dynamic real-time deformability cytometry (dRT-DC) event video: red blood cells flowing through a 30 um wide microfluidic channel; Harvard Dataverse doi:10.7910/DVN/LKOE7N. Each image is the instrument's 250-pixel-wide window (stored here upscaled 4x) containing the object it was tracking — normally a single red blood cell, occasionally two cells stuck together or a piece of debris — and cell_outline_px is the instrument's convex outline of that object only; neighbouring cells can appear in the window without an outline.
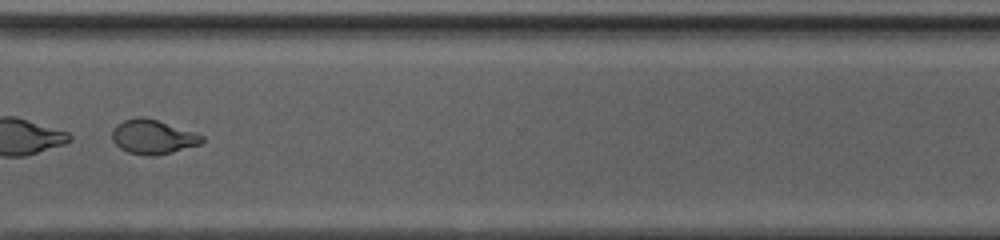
{"species": "common noctule bat (a hibernating species)", "species_latin": "Nyctalus noctula", "temperature_condition": "cold", "stored_images_in_passage": 35, "camera_frame_rate_fps": 3000, "um_per_image_px": 0.085, "animal": {"sex": "female", "body_mass_g": 20.0, "forearm_length_mm": 54.0}, "frame": {"image": 1, "passage_image": 25, "time_ms": 8.0, "image_size_px": [1000, 240], "cell_outline_px": [[204, 140], [200, 144], [172, 152], [156, 156], [148, 156], [128, 152], [120, 148], [112, 140], [112, 128], [116, 124], [124, 120], [136, 116], [144, 116], [196, 132], [204, 136]], "centroid_in_image_um": [12.98, 11.62], "position_along_channel_um": 357.6, "area_um2": 18.15}, "authors_computed_cell_mechanics": {"area_um2": 18.5538, "velocity_mm_per_s": 4.1655, "shape_relaxation_time_tau1_ms": 0.9805, "shape_relaxation_time_tau2_ms": 1.4116, "deformation_change_tau1": 0.291, "deformation_change_tau2": 0.0745}}